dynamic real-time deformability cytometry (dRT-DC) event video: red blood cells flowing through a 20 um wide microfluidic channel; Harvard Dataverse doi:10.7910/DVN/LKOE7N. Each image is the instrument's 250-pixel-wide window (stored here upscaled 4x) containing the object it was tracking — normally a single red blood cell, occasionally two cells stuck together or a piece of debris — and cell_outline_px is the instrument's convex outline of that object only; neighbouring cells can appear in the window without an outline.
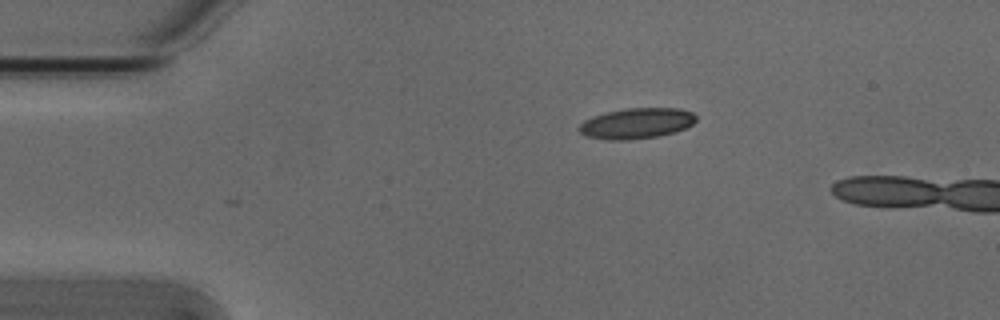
{"species": "Egyptian fruit bat (a non-hibernating species)", "species_latin": "Rousettus aegyptiacus", "temperature_condition": "cold", "stored_images_in_passage": 2, "camera_frame_rate_fps": 3000, "um_per_image_px": 0.085, "animal": {"sex": "male"}, "frame": {"image": 1, "passage_image": 2, "time_ms": 0.333, "image_size_px": [1000, 320], "cell_outline_px": [[696, 120], [692, 124], [676, 132], [656, 136], [628, 140], [608, 140], [584, 136], [580, 132], [580, 124], [584, 120], [608, 112], [624, 108], [680, 108], [692, 112], [696, 116]], "centroid_in_image_um": [54.12, 10.48], "position_along_channel_um": 30.9, "area_um2": 20.75}}